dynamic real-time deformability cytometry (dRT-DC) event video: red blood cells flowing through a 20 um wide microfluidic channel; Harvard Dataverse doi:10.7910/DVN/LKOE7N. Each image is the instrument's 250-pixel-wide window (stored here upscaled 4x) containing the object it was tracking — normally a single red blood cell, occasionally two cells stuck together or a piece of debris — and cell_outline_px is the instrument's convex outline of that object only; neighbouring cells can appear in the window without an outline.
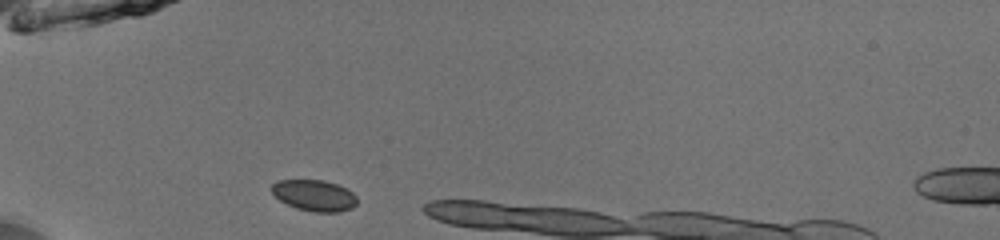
{"species": "common noctule bat (a hibernating species)", "species_latin": "Nyctalus noctula", "temperature_condition": "room temperature", "stored_images_in_passage": 5, "camera_frame_rate_fps": 3000, "um_per_image_px": 0.085, "animal": {"sex": "male", "body_mass_g": 13.0, "forearm_length_mm": 53.1}, "frame": {"image": 1, "passage_image": 1, "time_ms": 0.0, "image_size_px": [1000, 240], "cell_outline_px": [[356, 204], [352, 208], [340, 212], [316, 212], [296, 208], [280, 200], [268, 188], [276, 180], [324, 180], [336, 184], [352, 192], [356, 196]], "centroid_in_image_um": [26.69, 16.6], "position_along_channel_um": 58.3, "area_um2": 15.49}}